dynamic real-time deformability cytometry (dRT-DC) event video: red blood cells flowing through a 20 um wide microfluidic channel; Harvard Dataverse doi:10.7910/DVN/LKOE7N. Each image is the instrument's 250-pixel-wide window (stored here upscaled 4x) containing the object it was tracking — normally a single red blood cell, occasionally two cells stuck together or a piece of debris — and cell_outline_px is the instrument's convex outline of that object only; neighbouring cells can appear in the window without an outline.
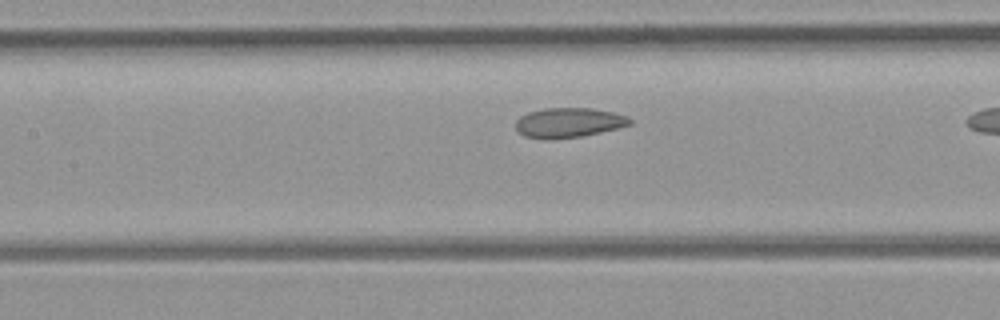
{"species": "common noctule bat (a hibernating species)", "species_latin": "Nyctalus noctula", "temperature_condition": "room temperature", "stored_images_in_passage": 10, "camera_frame_rate_fps": 3000, "um_per_image_px": 0.085, "animal": {"sex": "female", "body_mass_g": 21.9}, "frame": {"image": 1, "passage_image": 9, "time_ms": 2.667, "image_size_px": [1000, 320], "cell_outline_px": [[632, 124], [584, 136], [548, 140], [524, 136], [516, 128], [516, 120], [520, 116], [528, 112], [544, 108], [592, 108], [612, 112], [628, 116], [632, 120]], "centroid_in_image_um": [48.33, 10.43], "position_along_channel_um": 159.1, "area_um2": 19.88}}